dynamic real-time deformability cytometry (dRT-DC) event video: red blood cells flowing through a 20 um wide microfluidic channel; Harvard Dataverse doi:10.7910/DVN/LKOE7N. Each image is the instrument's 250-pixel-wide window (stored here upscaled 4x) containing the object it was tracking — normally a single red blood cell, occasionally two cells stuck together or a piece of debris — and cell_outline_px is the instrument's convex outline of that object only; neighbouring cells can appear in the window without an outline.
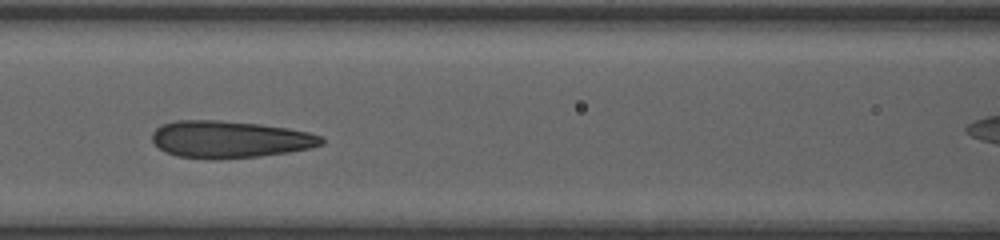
{"species": "human", "species_latin": "Homo sapiens", "temperature_condition": "room temperature", "stored_images_in_passage": 11, "segment_of_instrument_passage": [1, 2], "camera_frame_rate_fps": 3000, "um_per_image_px": 0.085, "donor": {"sex": "female"}, "frame": {"image": 1, "passage_image": 8, "time_ms": 3.0, "image_size_px": [1000, 240], "cell_outline_px": [[324, 144], [312, 148], [288, 152], [260, 156], [176, 156], [164, 152], [152, 140], [152, 132], [160, 124], [176, 120], [220, 120], [260, 124], [288, 128], [308, 132], [324, 136]], "centroid_in_image_um": [19.57, 11.79], "position_along_channel_um": 147.0, "area_um2": 35.84}}